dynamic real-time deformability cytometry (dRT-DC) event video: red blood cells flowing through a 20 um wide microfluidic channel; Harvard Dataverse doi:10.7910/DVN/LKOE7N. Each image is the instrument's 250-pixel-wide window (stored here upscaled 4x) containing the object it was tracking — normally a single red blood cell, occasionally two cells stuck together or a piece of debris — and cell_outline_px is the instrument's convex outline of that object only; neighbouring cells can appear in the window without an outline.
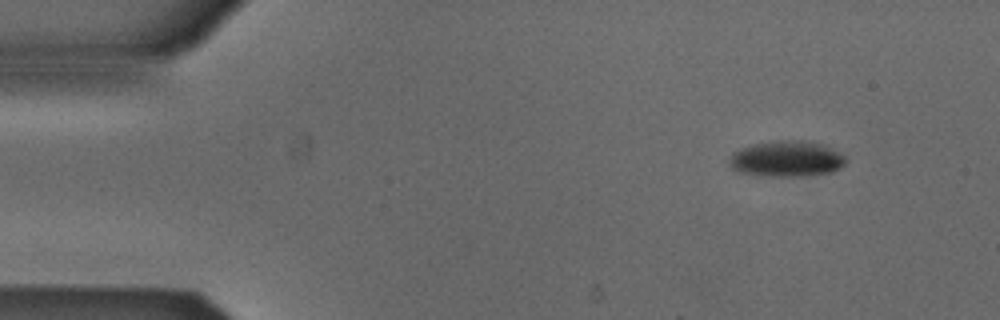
{"species": "Egyptian fruit bat (a non-hibernating species)", "species_latin": "Rousettus aegyptiacus", "temperature_condition": "cold", "stored_images_in_passage": 40, "camera_frame_rate_fps": 3000, "um_per_image_px": 0.085, "animal": {"sex": "male"}, "frame": {"image": 1, "passage_image": 1, "time_ms": 0.0, "image_size_px": [1000, 320], "cell_outline_px": [[848, 160], [840, 168], [832, 172], [804, 176], [760, 176], [736, 172], [728, 164], [728, 160], [732, 152], [740, 148], [752, 144], [784, 140], [804, 140], [824, 144], [840, 152]], "centroid_in_image_um": [66.84, 13.5], "position_along_channel_um": 18.2, "area_um2": 24.8}}
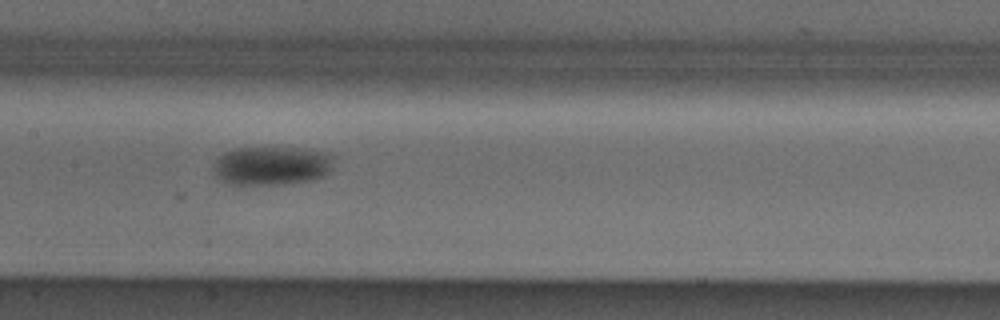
{"frame": {"image": 2, "passage_image": 21, "time_ms": 6.667, "image_size_px": [1000, 320], "cell_outline_px": [[332, 168], [324, 176], [312, 180], [284, 184], [228, 184], [216, 180], [212, 172], [212, 168], [216, 160], [224, 152], [236, 148], [304, 148], [324, 152], [332, 156]], "centroid_in_image_um": [23.04, 14.09], "position_along_channel_um": 184.4, "area_um2": 27.46}}
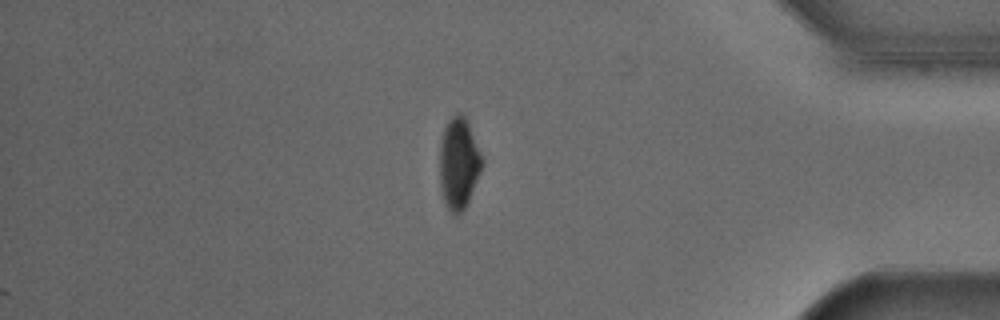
{"frame": {"image": 3, "passage_image": 40, "time_ms": 13.0, "image_size_px": [1000, 320], "cell_outline_px": [[484, 164], [468, 200], [464, 208], [456, 216], [444, 204], [440, 184], [440, 144], [444, 128], [448, 120], [456, 112], [460, 112], [464, 116], [468, 124], [484, 160]], "centroid_in_image_um": [38.99, 13.87], "position_along_channel_um": 396.2, "area_um2": 22.37}, "authors_computed_cell_mechanics": {"area_um2": 26.8481, "velocity_mm_per_s": 3.8871, "shape_relaxation_time_tau1_ms": 6.0086, "shape_relaxation_time_tau2_ms": null, "deformation_change_tau1": 0.1202, "deformation_change_tau2": null}}